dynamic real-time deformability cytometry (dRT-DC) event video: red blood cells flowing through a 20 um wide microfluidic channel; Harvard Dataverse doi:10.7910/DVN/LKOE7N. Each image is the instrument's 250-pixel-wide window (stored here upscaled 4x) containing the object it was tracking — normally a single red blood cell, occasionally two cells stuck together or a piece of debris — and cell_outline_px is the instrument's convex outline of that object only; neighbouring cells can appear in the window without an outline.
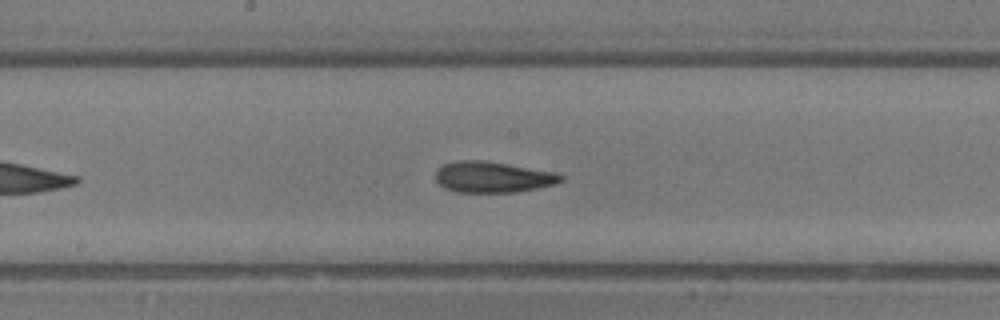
{"species": "common noctule bat (a hibernating species)", "species_latin": "Nyctalus noctula", "temperature_condition": "room temperature", "stored_images_in_passage": 31, "camera_frame_rate_fps": 3000, "um_per_image_px": 0.085, "animal": {"sex": "male", "body_mass_g": 13.3}, "frame": {"image": 1, "passage_image": 14, "time_ms": 4.333, "image_size_px": [1000, 320], "cell_outline_px": [[564, 180], [556, 184], [516, 192], [460, 192], [444, 188], [436, 180], [436, 168], [444, 164], [456, 160], [484, 160], [556, 172], [564, 176]], "centroid_in_image_um": [41.89, 15.04], "position_along_channel_um": 206.3, "area_um2": 22.72}}
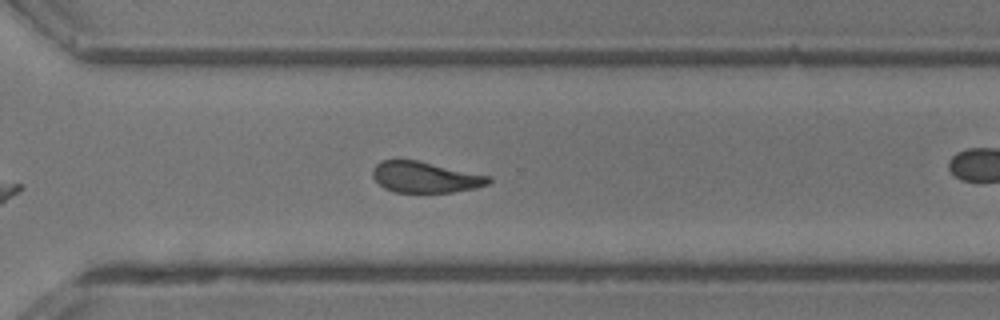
{"frame": {"image": 2, "passage_image": 22, "time_ms": 7.0, "image_size_px": [1000, 320], "cell_outline_px": [[492, 180], [488, 184], [476, 188], [452, 192], [392, 192], [384, 188], [372, 176], [372, 168], [380, 160], [416, 160], [492, 176]], "centroid_in_image_um": [36.15, 15.06], "position_along_channel_um": 334.5, "area_um2": 20.98}, "authors_computed_cell_mechanics": {"area_um2": 21.7328, "velocity_mm_per_s": 4.8346, "shape_relaxation_time_tau1_ms": 4.6361, "shape_relaxation_time_tau2_ms": 2.5342, "deformation_change_tau1": 0.1419, "deformation_change_tau2": 0.1174}}